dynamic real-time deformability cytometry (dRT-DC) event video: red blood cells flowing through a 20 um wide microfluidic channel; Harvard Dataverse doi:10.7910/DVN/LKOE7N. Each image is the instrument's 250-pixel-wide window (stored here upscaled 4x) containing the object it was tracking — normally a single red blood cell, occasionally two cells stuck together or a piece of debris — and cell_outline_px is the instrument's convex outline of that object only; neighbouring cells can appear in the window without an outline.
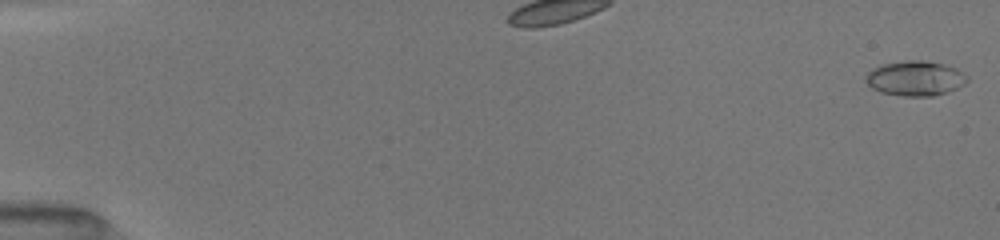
{"species": "common noctule bat (a hibernating species)", "species_latin": "Nyctalus noctula", "temperature_condition": "room temperature", "stored_images_in_passage": 12, "camera_frame_rate_fps": 3000, "um_per_image_px": 0.085, "animal": {"sex": "female", "body_mass_g": 19.5, "forearm_length_mm": 54.1}, "frame": {"image": 1, "passage_image": 1, "time_ms": 0.0, "image_size_px": [1000, 240], "cell_outline_px": [[968, 80], [964, 84], [956, 88], [932, 96], [904, 96], [880, 92], [872, 88], [864, 80], [864, 76], [872, 68], [880, 64], [904, 60], [924, 60], [944, 64], [956, 68], [964, 72], [968, 76]], "centroid_in_image_um": [77.76, 6.64], "position_along_channel_um": 7.2, "area_um2": 20.81}}
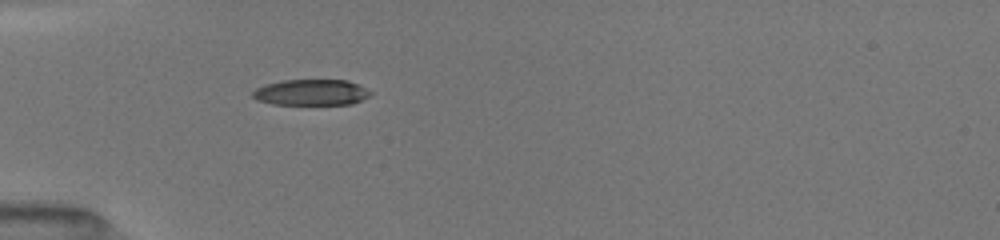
{"frame": {"image": 2, "passage_image": 12, "time_ms": 5.333, "image_size_px": [1000, 240], "cell_outline_px": [[372, 92], [368, 96], [352, 104], [272, 104], [256, 100], [252, 96], [252, 92], [256, 88], [264, 84], [284, 80], [348, 80]], "centroid_in_image_um": [26.4, 7.85], "position_along_channel_um": 58.6, "area_um2": 17.69}}